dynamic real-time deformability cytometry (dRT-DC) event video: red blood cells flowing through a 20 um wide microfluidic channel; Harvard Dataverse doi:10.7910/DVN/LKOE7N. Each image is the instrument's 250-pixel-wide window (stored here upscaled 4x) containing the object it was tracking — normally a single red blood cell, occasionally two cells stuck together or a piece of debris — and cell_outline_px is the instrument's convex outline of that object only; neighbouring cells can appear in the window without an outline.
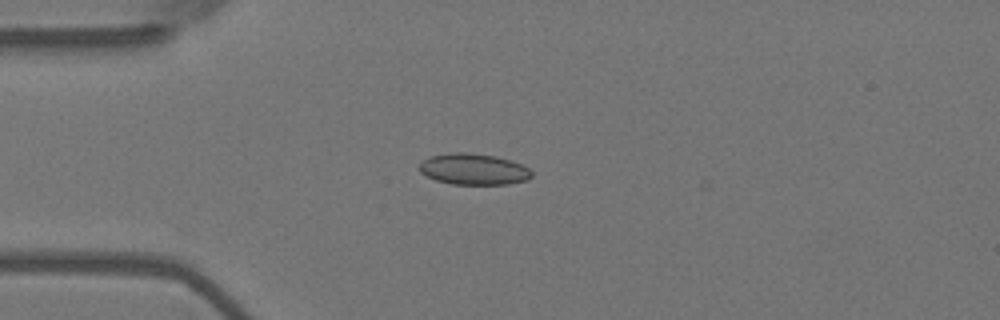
{"species": "Egyptian fruit bat (a non-hibernating species)", "species_latin": "Rousettus aegyptiacus", "temperature_condition": "warm", "stored_images_in_passage": 2, "camera_frame_rate_fps": 3000, "um_per_image_px": 0.085, "animal": {"sex": "female"}, "frame": {"image": 1, "passage_image": 1, "time_ms": 0.0, "image_size_px": [1000, 320], "cell_outline_px": [[532, 176], [528, 180], [508, 184], [452, 184], [436, 180], [420, 172], [420, 160], [428, 156], [452, 152], [468, 152], [496, 156], [520, 164], [528, 168], [532, 172]], "centroid_in_image_um": [40.23, 14.37], "position_along_channel_um": 44.8, "area_um2": 20.46}}